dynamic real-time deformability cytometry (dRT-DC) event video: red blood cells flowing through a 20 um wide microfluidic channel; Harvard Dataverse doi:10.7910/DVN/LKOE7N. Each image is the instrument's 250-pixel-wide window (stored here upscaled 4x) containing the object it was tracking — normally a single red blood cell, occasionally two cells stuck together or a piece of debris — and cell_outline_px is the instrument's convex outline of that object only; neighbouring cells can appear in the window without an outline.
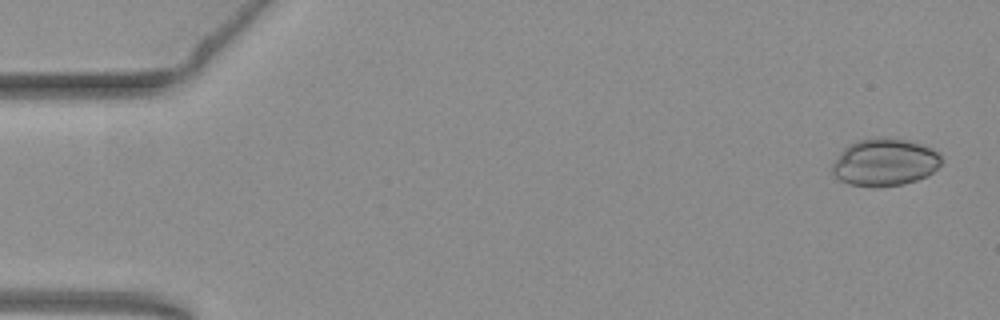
{"species": "common noctule bat (a hibernating species)", "species_latin": "Nyctalus noctula", "temperature_condition": "warm", "stored_images_in_passage": 54, "camera_frame_rate_fps": 3000, "um_per_image_px": 0.085, "animal": {"sex": "female", "body_mass_g": 19.3, "forearm_length_mm": 54.1}, "frame": {"image": 1, "passage_image": 2, "time_ms": 0.333, "image_size_px": [1000, 320], "cell_outline_px": [[940, 164], [928, 176], [904, 184], [880, 188], [872, 188], [848, 184], [832, 176], [832, 164], [840, 152], [848, 144], [860, 140], [876, 136], [884, 136], [908, 140], [932, 148], [940, 152]], "centroid_in_image_um": [75.17, 13.8], "position_along_channel_um": 9.8, "area_um2": 30.75}}
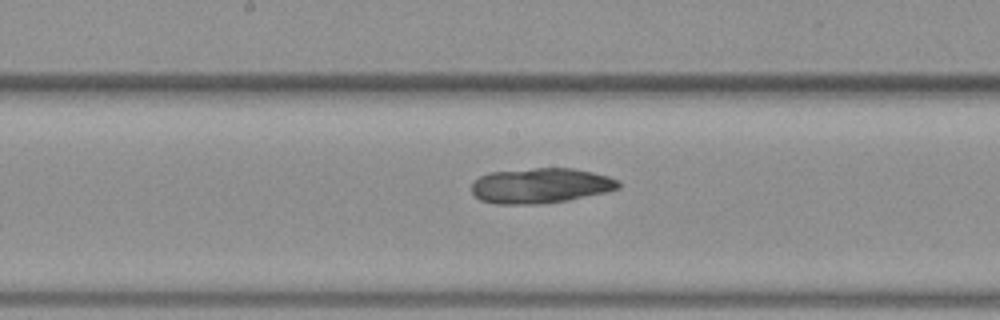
{"frame": {"image": 2, "passage_image": 28, "time_ms": 9.0, "image_size_px": [1000, 320], "cell_outline_px": [[620, 188], [604, 192], [568, 200], [540, 204], [496, 204], [480, 200], [472, 192], [472, 184], [480, 176], [488, 172], [536, 168], [572, 168], [592, 172], [608, 176], [620, 180]], "centroid_in_image_um": [45.95, 15.78], "position_along_channel_um": 202.3, "area_um2": 30.11}}
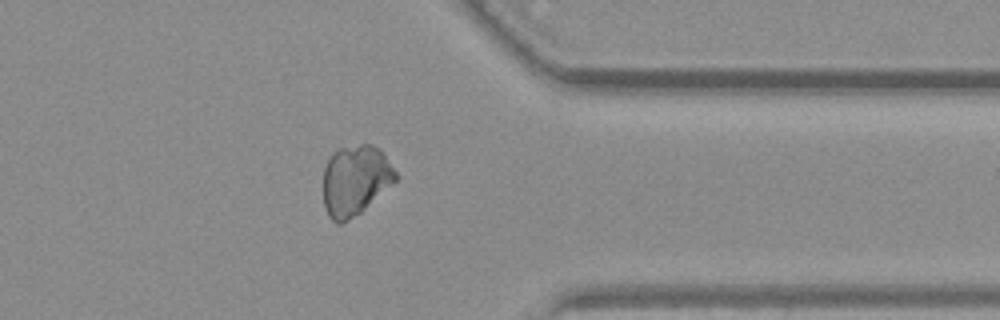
{"frame": {"image": 3, "passage_image": 43, "time_ms": 14.0, "image_size_px": [1000, 320], "cell_outline_px": [[396, 180], [360, 212], [348, 220], [340, 224], [336, 224], [328, 216], [324, 208], [324, 168], [332, 152], [340, 148], [360, 144], [372, 144], [380, 148], [384, 152], [396, 172]], "centroid_in_image_um": [30.19, 15.3], "position_along_channel_um": 381.2, "area_um2": 29.54}}